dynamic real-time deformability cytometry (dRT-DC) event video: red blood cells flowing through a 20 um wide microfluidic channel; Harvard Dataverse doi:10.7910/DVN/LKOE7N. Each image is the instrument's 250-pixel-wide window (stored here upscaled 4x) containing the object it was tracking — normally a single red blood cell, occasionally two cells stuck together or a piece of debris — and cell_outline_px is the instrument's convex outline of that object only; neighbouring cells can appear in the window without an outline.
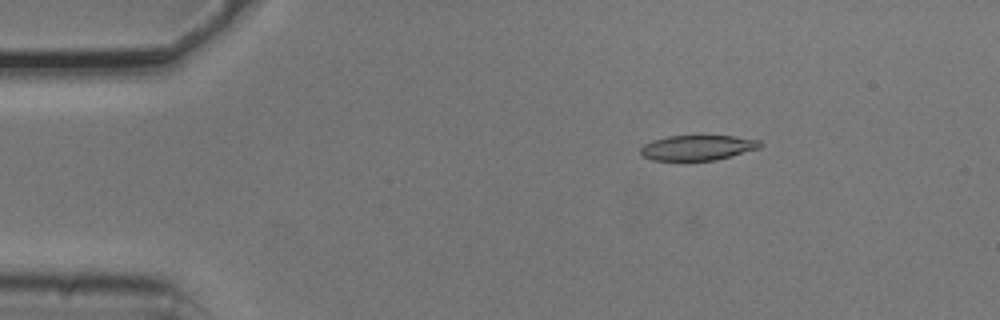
{"species": "common noctule bat (a hibernating species)", "species_latin": "Nyctalus noctula", "temperature_condition": "cold", "stored_images_in_passage": 3, "camera_frame_rate_fps": 3000, "um_per_image_px": 0.085, "animal": {"sex": "male", "body_mass_g": 20.5, "forearm_length_mm": 52.5}, "frame": {"image": 1, "passage_image": 2, "time_ms": 0.333, "image_size_px": [1000, 320], "cell_outline_px": [[764, 144], [760, 148], [716, 160], [652, 160], [640, 156], [640, 148], [644, 144], [652, 140], [668, 136], [736, 136], [760, 140]], "centroid_in_image_um": [59.29, 12.55], "position_along_channel_um": 25.7, "area_um2": 17.63}}